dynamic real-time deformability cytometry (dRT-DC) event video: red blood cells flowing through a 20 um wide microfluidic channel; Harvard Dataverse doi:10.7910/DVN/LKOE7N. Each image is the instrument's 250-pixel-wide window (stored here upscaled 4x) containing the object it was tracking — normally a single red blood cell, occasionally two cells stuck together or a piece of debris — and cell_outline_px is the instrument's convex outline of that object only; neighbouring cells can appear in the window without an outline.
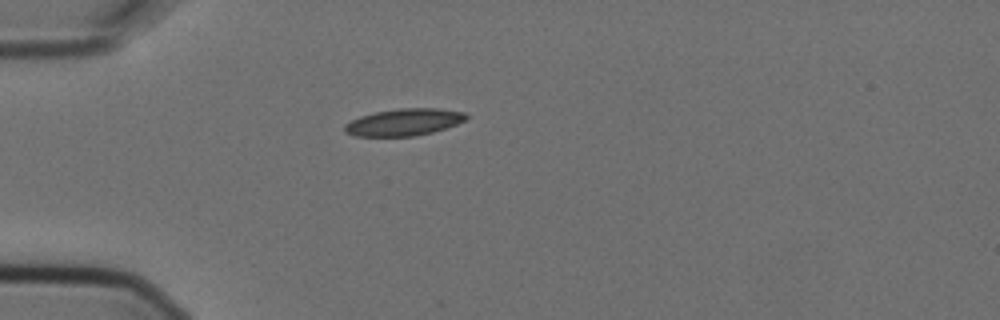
{"species": "Egyptian fruit bat (a non-hibernating species)", "species_latin": "Rousettus aegyptiacus", "temperature_condition": "cold", "stored_images_in_passage": 1, "camera_frame_rate_fps": 3000, "um_per_image_px": 0.085, "animal": {"sex": "female"}, "frame": {"image": 1, "passage_image": 1, "time_ms": 0.0, "image_size_px": [1000, 320], "cell_outline_px": [[468, 116], [464, 120], [456, 124], [432, 132], [412, 136], [356, 136], [344, 132], [344, 124], [360, 116], [376, 112], [396, 108], [440, 108], [464, 112]], "centroid_in_image_um": [34.31, 10.37], "position_along_channel_um": 50.7, "area_um2": 19.02}}